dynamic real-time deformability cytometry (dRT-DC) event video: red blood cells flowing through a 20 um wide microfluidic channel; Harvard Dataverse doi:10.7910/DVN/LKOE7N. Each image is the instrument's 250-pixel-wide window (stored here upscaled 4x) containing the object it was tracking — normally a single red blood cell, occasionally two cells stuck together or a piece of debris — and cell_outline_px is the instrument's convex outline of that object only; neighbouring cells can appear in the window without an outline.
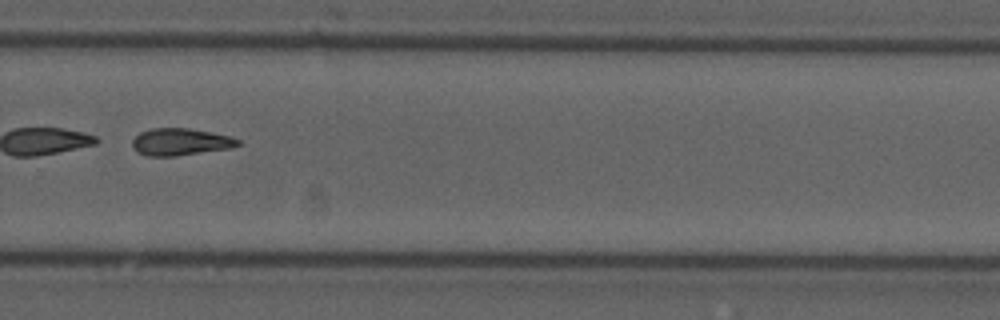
{"species": "common noctule bat (a hibernating species)", "species_latin": "Nyctalus noctula", "temperature_condition": "cold", "stored_images_in_passage": 53, "segment_of_instrument_passage": [2, 2], "camera_frame_rate_fps": 3000, "um_per_image_px": 0.085, "animal": {"sex": "male", "forearm_length_mm": 52.5}, "frame": {"image": 1, "passage_image": 37, "time_ms": 12.0, "image_size_px": [1000, 320], "cell_outline_px": [[240, 144], [232, 148], [176, 156], [148, 156], [136, 152], [132, 144], [132, 140], [140, 132], [152, 128], [188, 128], [228, 136], [240, 140]], "centroid_in_image_um": [15.31, 12.07], "position_along_channel_um": 314.5, "area_um2": 16.59}}